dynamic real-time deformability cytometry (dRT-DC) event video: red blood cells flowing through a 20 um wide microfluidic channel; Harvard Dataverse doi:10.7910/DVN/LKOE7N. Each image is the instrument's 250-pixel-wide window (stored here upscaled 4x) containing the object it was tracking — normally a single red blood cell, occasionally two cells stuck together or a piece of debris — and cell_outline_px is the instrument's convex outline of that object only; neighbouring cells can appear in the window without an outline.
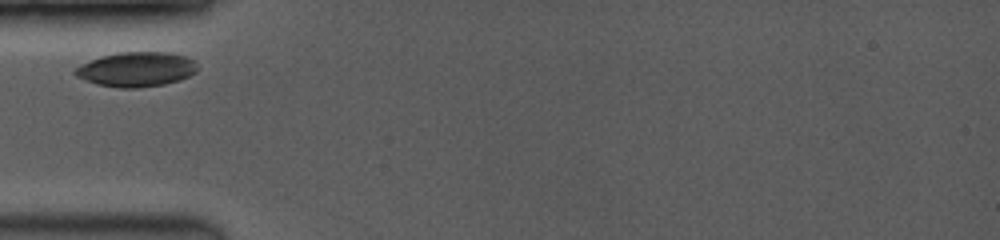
{"species": "common noctule bat (a hibernating species)", "species_latin": "Nyctalus noctula", "temperature_condition": "room temperature", "stored_images_in_passage": 3, "camera_frame_rate_fps": 3500, "um_per_image_px": 0.085, "animal": {"sex": "female", "body_mass_g": 19.0, "forearm_length_mm": 53.3}, "frame": {"image": 1, "passage_image": 1, "time_ms": 0.0, "image_size_px": [1000, 240], "cell_outline_px": [[200, 68], [196, 72], [188, 76], [164, 84], [136, 88], [120, 88], [96, 84], [84, 80], [76, 76], [72, 72], [80, 64], [104, 56], [120, 52], [172, 52], [188, 56], [196, 60]], "centroid_in_image_um": [11.64, 5.88], "position_along_channel_um": 73.4, "area_um2": 24.85}}
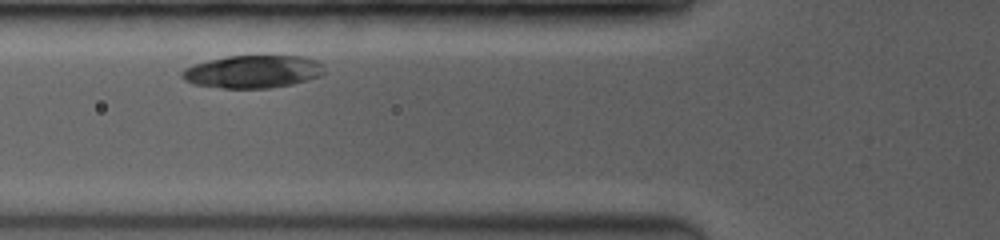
{"frame": {"image": 2, "passage_image": 2, "time_ms": 0.857, "image_size_px": [1000, 240], "cell_outline_px": [[324, 72], [320, 76], [308, 80], [292, 84], [268, 88], [224, 88], [192, 84], [184, 80], [180, 76], [180, 72], [184, 68], [192, 64], [208, 60], [228, 56], [304, 56], [316, 60], [324, 64]], "centroid_in_image_um": [21.47, 6.08], "position_along_channel_um": 104.3, "area_um2": 27.4}}
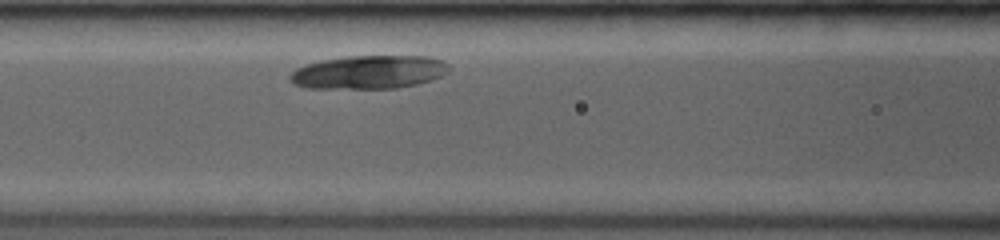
{"frame": {"image": 3, "passage_image": 3, "time_ms": 1.714, "image_size_px": [1000, 240], "cell_outline_px": [[448, 72], [432, 80], [416, 84], [396, 88], [308, 88], [292, 84], [288, 80], [288, 76], [296, 68], [320, 60], [348, 56], [428, 56], [444, 60], [448, 64]], "centroid_in_image_um": [31.33, 6.13], "position_along_channel_um": 135.3, "area_um2": 31.1}}